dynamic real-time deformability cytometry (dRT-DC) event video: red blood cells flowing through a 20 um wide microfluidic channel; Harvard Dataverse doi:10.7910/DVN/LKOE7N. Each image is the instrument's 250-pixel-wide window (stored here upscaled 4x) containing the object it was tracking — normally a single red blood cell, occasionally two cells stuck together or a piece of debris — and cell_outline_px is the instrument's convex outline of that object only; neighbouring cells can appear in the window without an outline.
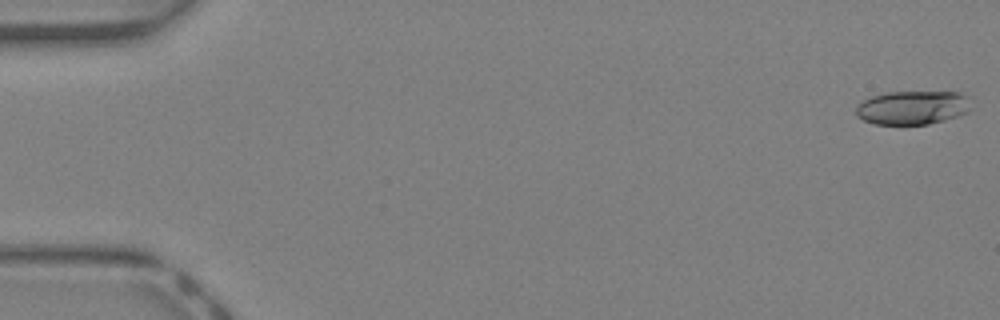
{"species": "Egyptian fruit bat (a non-hibernating species)", "species_latin": "Rousettus aegyptiacus", "temperature_condition": "warm", "stored_images_in_passage": 12, "camera_frame_rate_fps": 3000, "um_per_image_px": 0.085, "animal": {"sex": "female"}, "frame": {"image": 1, "passage_image": 1, "time_ms": 0.0, "image_size_px": [1000, 320], "cell_outline_px": [[972, 96], [968, 112], [944, 120], [928, 124], [876, 124], [864, 120], [856, 116], [856, 104], [872, 96], [884, 92], [960, 92]], "centroid_in_image_um": [77.59, 9.13], "position_along_channel_um": 7.4, "area_um2": 22.83}}